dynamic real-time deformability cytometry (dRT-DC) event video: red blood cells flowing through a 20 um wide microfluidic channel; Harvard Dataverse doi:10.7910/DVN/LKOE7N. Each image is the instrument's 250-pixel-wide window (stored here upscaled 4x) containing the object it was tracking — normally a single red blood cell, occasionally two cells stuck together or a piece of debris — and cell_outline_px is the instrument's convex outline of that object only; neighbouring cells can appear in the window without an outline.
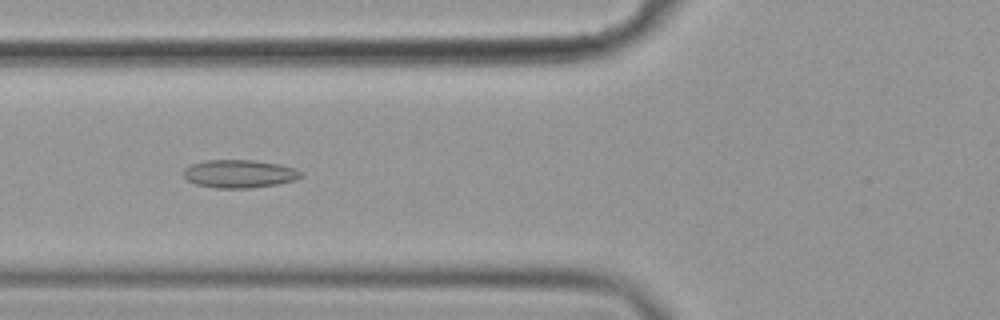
{"species": "common noctule bat (a hibernating species)", "species_latin": "Nyctalus noctula", "temperature_condition": "cold", "stored_images_in_passage": 51, "camera_frame_rate_fps": 3000, "um_per_image_px": 0.085, "animal": {"sex": "female", "body_mass_g": 19.9}, "frame": {"image": 1, "passage_image": 17, "time_ms": 5.333, "image_size_px": [1000, 320], "cell_outline_px": [[304, 176], [296, 180], [276, 184], [252, 188], [216, 188], [196, 184], [188, 180], [184, 176], [184, 168], [192, 164], [204, 160], [252, 160], [280, 164], [296, 168]], "centroid_in_image_um": [20.37, 14.77], "position_along_channel_um": 105.4, "area_um2": 19.25}}
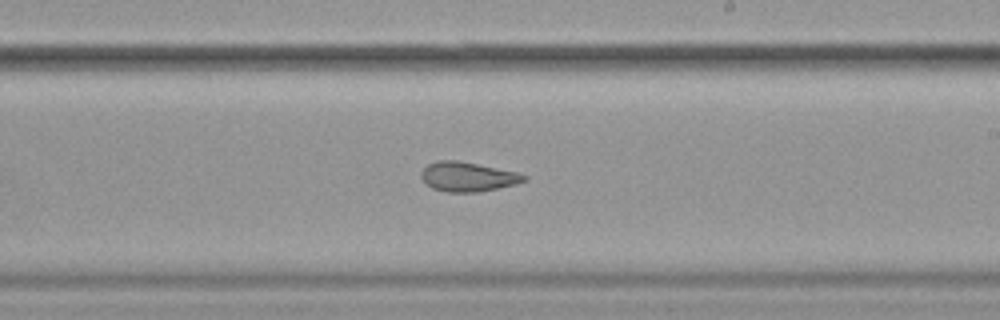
{"frame": {"image": 2, "passage_image": 29, "time_ms": 9.333, "image_size_px": [1000, 320], "cell_outline_px": [[528, 180], [516, 184], [476, 192], [448, 192], [432, 188], [420, 176], [420, 172], [428, 164], [436, 160], [456, 160], [516, 172], [528, 176]], "centroid_in_image_um": [39.75, 15.02], "position_along_channel_um": 249.3, "area_um2": 17.46}}
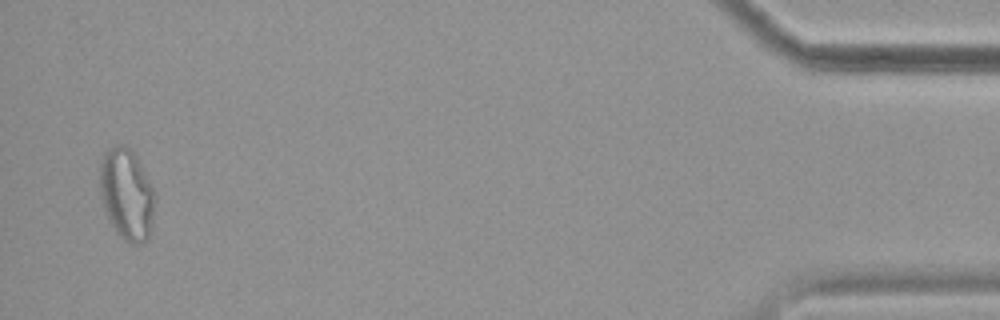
{"frame": {"image": 3, "passage_image": 50, "time_ms": 16.333, "image_size_px": [1000, 320], "cell_outline_px": [[156, 196], [152, 228], [148, 240], [144, 244], [132, 244], [124, 240], [116, 232], [104, 208], [100, 196], [100, 160], [104, 152], [108, 148], [116, 144], [124, 144], [136, 156], [156, 192]], "centroid_in_image_um": [10.79, 16.52], "position_along_channel_um": 424.4, "area_um2": 29.82}, "authors_computed_cell_mechanics": {"area_um2": 20.23, "velocity_mm_per_s": 3.5976, "shape_relaxation_time_tau1_ms": null, "shape_relaxation_time_tau2_ms": 2.6397, "deformation_change_tau1": null, "deformation_change_tau2": 0.0935}}